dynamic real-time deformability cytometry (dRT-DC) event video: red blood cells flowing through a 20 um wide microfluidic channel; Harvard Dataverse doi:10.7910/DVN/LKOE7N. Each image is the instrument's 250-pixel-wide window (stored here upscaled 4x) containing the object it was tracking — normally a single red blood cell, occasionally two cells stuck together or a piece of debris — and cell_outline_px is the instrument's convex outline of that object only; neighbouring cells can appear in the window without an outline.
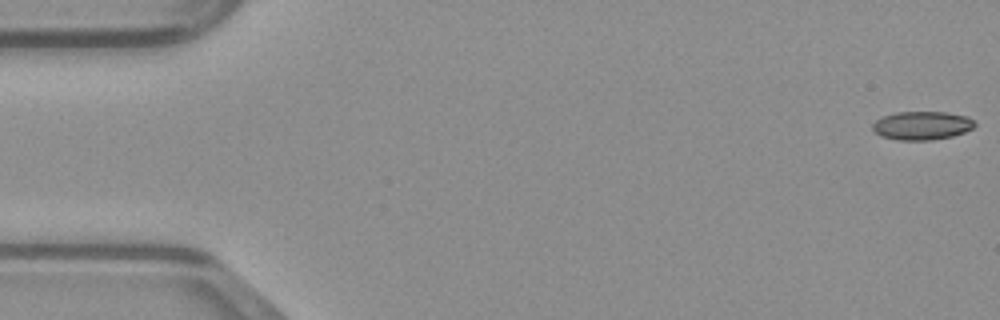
{"species": "common noctule bat (a hibernating species)", "species_latin": "Nyctalus noctula", "temperature_condition": "warm", "stored_images_in_passage": 49, "camera_frame_rate_fps": 3000, "um_per_image_px": 0.085, "animal": {"sex": "male", "body_mass_g": 23.1, "forearm_length_mm": 52.7}, "frame": {"image": 1, "passage_image": 1, "time_ms": 0.0, "image_size_px": [1000, 320], "cell_outline_px": [[976, 124], [972, 128], [964, 132], [952, 136], [932, 140], [896, 140], [880, 136], [872, 128], [872, 124], [876, 120], [884, 116], [896, 112], [948, 112], [968, 116]], "centroid_in_image_um": [78.36, 10.67], "position_along_channel_um": 6.6, "area_um2": 16.99}}
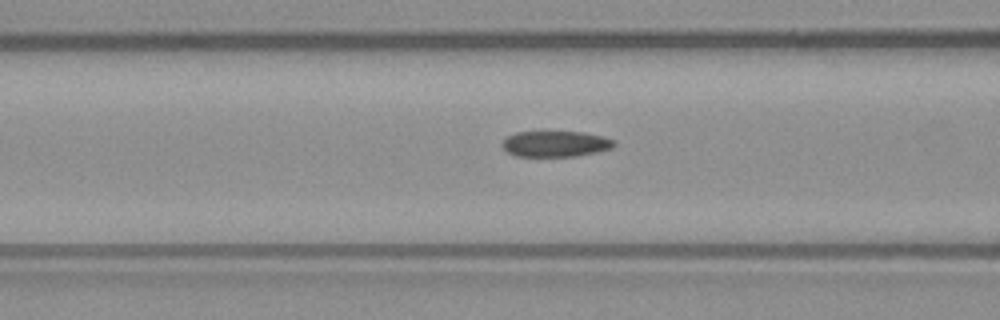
{"frame": {"image": 2, "passage_image": 19, "time_ms": 6.0, "image_size_px": [1000, 320], "cell_outline_px": [[616, 144], [612, 148], [596, 152], [576, 156], [516, 156], [508, 152], [500, 144], [508, 136], [516, 132], [544, 128], [584, 132], [604, 136], [616, 140]], "centroid_in_image_um": [47.22, 12.16], "position_along_channel_um": 119.4, "area_um2": 17.86}}
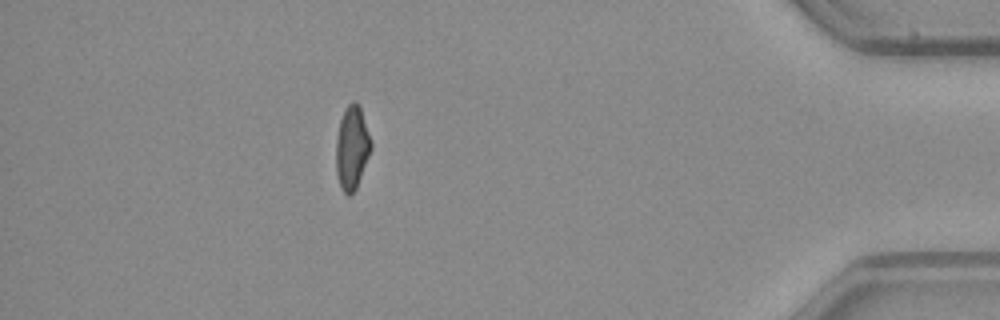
{"frame": {"image": 3, "passage_image": 43, "time_ms": 14.0, "image_size_px": [1000, 320], "cell_outline_px": [[372, 148], [356, 188], [348, 196], [340, 188], [336, 172], [336, 140], [340, 120], [344, 108], [352, 100], [356, 100], [360, 104], [372, 140]], "centroid_in_image_um": [29.92, 12.49], "position_along_channel_um": 405.3, "area_um2": 17.34}}